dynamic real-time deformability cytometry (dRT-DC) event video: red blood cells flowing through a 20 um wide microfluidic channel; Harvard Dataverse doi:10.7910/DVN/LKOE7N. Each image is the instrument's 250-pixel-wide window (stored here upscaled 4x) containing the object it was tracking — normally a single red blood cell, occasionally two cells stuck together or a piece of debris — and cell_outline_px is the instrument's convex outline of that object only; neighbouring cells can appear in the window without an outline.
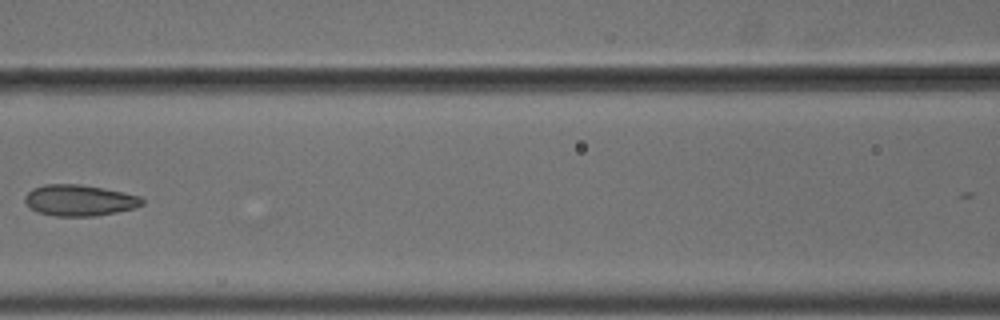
{"species": "common noctule bat (a hibernating species)", "species_latin": "Nyctalus noctula", "temperature_condition": "cold", "stored_images_in_passage": 8, "camera_frame_rate_fps": 3000, "um_per_image_px": 0.085, "animal": {"sex": "male", "body_mass_g": 18.8}, "frame": {"image": 1, "passage_image": 7, "time_ms": 2.0, "image_size_px": [1000, 320], "cell_outline_px": [[144, 204], [136, 208], [96, 216], [56, 216], [40, 212], [32, 208], [24, 200], [24, 196], [32, 188], [44, 184], [80, 184], [140, 196], [144, 200]], "centroid_in_image_um": [6.76, 17.03], "position_along_channel_um": 159.8, "area_um2": 21.1}}